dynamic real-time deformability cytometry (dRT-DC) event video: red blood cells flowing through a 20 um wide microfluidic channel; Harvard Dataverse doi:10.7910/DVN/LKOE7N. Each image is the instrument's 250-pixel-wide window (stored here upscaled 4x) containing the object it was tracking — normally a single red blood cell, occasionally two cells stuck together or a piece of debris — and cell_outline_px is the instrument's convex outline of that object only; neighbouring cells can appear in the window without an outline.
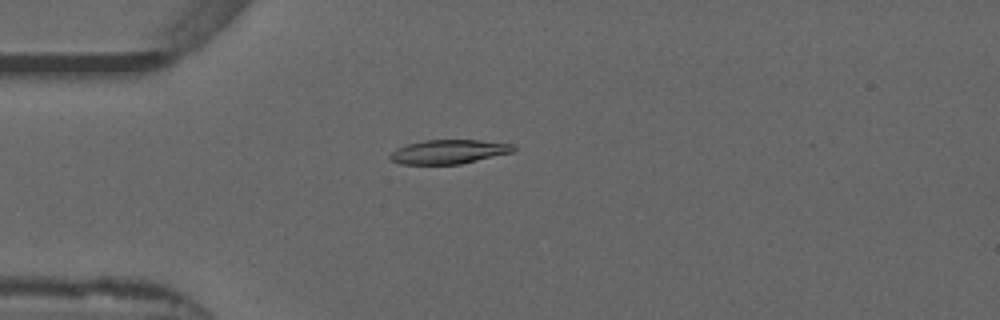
{"species": "common noctule bat (a hibernating species)", "species_latin": "Nyctalus noctula", "temperature_condition": "warm", "stored_images_in_passage": 49, "camera_frame_rate_fps": 3000, "um_per_image_px": 0.085, "animal": {"sex": "male", "forearm_length_mm": 52.5}, "frame": {"image": 1, "passage_image": 14, "time_ms": 4.333, "image_size_px": [1000, 320], "cell_outline_px": [[516, 148], [512, 152], [460, 164], [400, 164], [392, 160], [388, 156], [396, 148], [408, 144], [424, 140], [480, 140], [516, 144]], "centroid_in_image_um": [38.16, 12.89], "position_along_channel_um": 46.8, "area_um2": 17.28}}
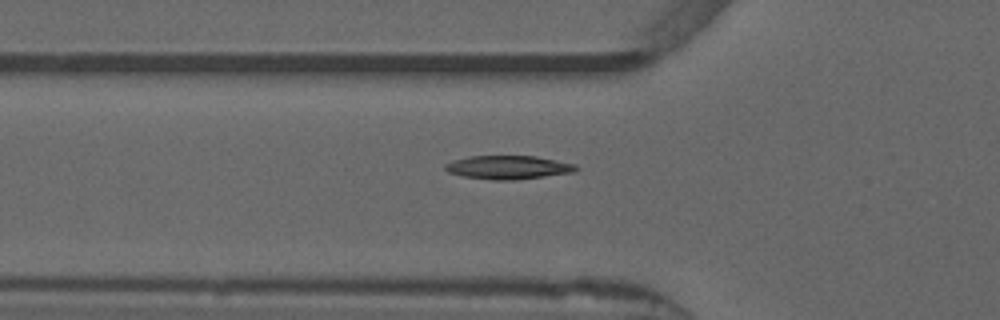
{"frame": {"image": 2, "passage_image": 18, "time_ms": 5.667, "image_size_px": [1000, 320], "cell_outline_px": [[580, 168], [576, 172], [516, 180], [496, 180], [464, 176], [448, 172], [444, 168], [444, 164], [452, 160], [468, 156], [536, 156], [576, 164]], "centroid_in_image_um": [43.23, 14.22], "position_along_channel_um": 82.6, "area_um2": 18.09}}
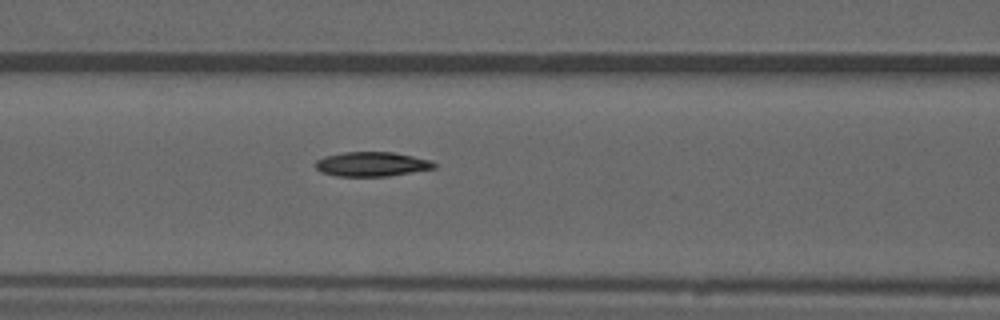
{"frame": {"image": 3, "passage_image": 22, "time_ms": 7.0, "image_size_px": [1000, 320], "cell_outline_px": [[436, 168], [388, 176], [336, 176], [320, 172], [312, 164], [316, 160], [324, 156], [344, 152], [392, 152], [432, 160], [436, 164]], "centroid_in_image_um": [31.56, 13.95], "position_along_channel_um": 135.0, "area_um2": 17.05}}